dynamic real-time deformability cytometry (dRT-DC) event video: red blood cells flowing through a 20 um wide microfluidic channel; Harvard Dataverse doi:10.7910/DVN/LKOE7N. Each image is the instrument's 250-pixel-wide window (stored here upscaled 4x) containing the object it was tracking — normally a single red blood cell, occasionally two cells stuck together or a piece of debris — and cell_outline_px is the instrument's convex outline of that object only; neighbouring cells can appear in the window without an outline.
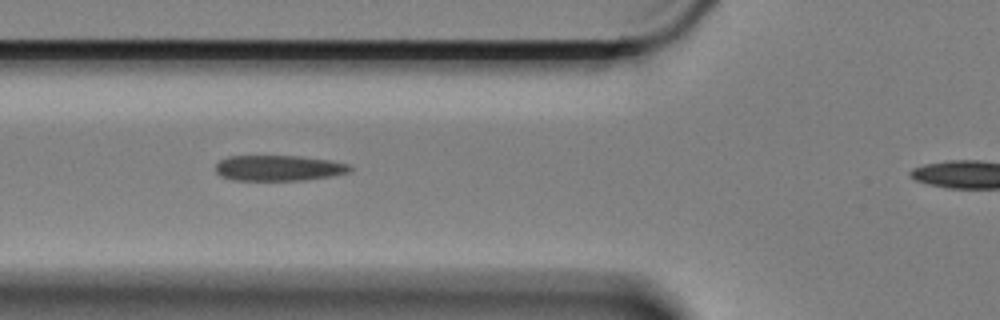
{"species": "Egyptian fruit bat (a non-hibernating species)", "species_latin": "Rousettus aegyptiacus", "temperature_condition": "cold", "stored_images_in_passage": 9, "camera_frame_rate_fps": 3000, "um_per_image_px": 0.085, "animal": {"sex": "female"}, "frame": {"image": 1, "passage_image": 7, "time_ms": 2.0, "image_size_px": [1000, 320], "cell_outline_px": [[352, 168], [348, 172], [332, 176], [304, 180], [232, 180], [220, 176], [216, 172], [216, 164], [220, 160], [228, 156], [300, 156], [328, 160], [348, 164]], "centroid_in_image_um": [23.65, 14.28], "position_along_channel_um": 102.1, "area_um2": 20.0}}
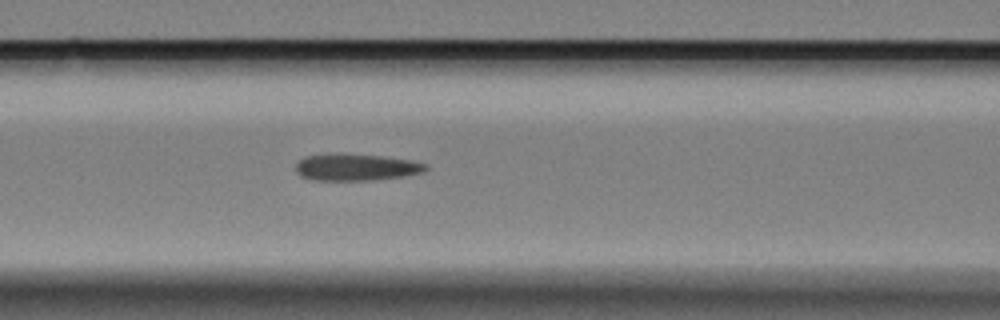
{"frame": {"image": 2, "passage_image": 8, "time_ms": 2.333, "image_size_px": [1000, 320], "cell_outline_px": [[428, 168], [424, 172], [404, 176], [372, 180], [312, 180], [300, 176], [296, 172], [296, 164], [304, 156], [328, 152], [340, 152], [380, 156], [412, 160], [428, 164]], "centroid_in_image_um": [30.23, 14.19], "position_along_channel_um": 136.4, "area_um2": 20.81}}